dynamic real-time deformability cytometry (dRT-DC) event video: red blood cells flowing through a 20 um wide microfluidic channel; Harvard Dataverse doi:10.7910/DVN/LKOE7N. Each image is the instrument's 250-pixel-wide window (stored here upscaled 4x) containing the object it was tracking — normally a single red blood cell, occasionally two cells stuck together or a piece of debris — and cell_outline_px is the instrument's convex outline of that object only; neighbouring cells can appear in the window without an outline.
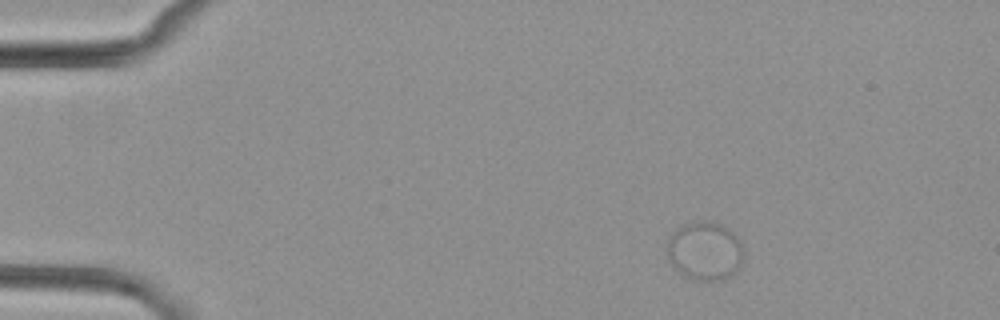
{"species": "common noctule bat (a hibernating species)", "species_latin": "Nyctalus noctula", "temperature_condition": "cold", "stored_images_in_passage": 3, "camera_frame_rate_fps": 3000, "um_per_image_px": 0.085, "animal": {"sex": "female", "body_mass_g": 29.2, "forearm_length_mm": 56.3}, "frame": {"image": 1, "passage_image": 1, "time_ms": 0.0, "image_size_px": [1000, 320], "cell_outline_px": [[744, 260], [740, 268], [732, 276], [724, 280], [692, 280], [684, 276], [668, 260], [668, 240], [672, 232], [680, 224], [700, 220], [708, 220], [720, 224], [728, 228], [744, 244]], "centroid_in_image_um": [59.96, 21.32], "position_along_channel_um": 25.0, "area_um2": 26.82}}